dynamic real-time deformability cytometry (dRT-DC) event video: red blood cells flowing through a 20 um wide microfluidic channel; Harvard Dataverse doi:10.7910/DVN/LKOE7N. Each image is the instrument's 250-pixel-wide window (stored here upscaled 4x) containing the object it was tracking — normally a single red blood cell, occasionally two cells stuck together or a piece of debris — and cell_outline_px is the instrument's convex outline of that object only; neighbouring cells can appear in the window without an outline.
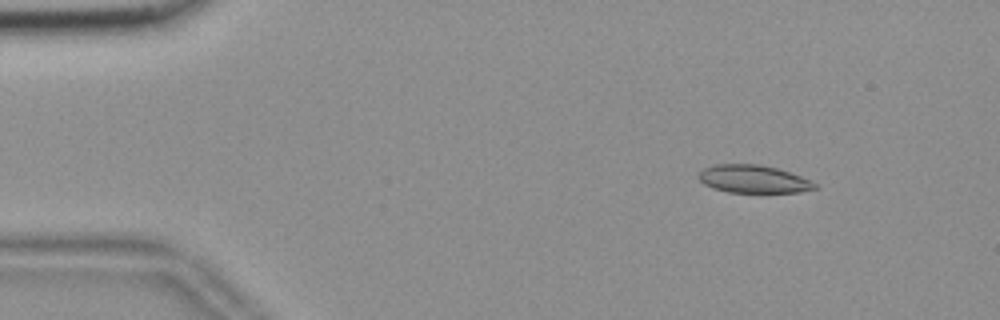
{"species": "common noctule bat (a hibernating species)", "species_latin": "Nyctalus noctula", "temperature_condition": "room temperature", "stored_images_in_passage": 55, "camera_frame_rate_fps": 3000, "um_per_image_px": 0.085, "animal": {"sex": "female", "body_mass_g": 18.4}, "frame": {"image": 1, "passage_image": 7, "time_ms": 2.0, "image_size_px": [1000, 320], "cell_outline_px": [[816, 188], [800, 192], [728, 192], [712, 188], [704, 184], [696, 176], [704, 168], [716, 164], [756, 164], [776, 168], [800, 176], [816, 184]], "centroid_in_image_um": [63.98, 15.22], "position_along_channel_um": 21.0, "area_um2": 18.61}}
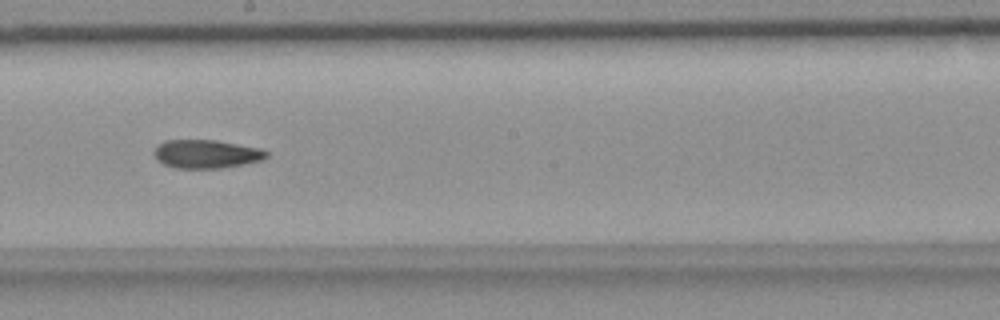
{"frame": {"image": 2, "passage_image": 31, "time_ms": 10.0, "image_size_px": [1000, 320], "cell_outline_px": [[268, 156], [264, 160], [244, 164], [220, 168], [176, 168], [164, 164], [156, 156], [156, 144], [164, 140], [216, 140], [260, 148], [268, 152]], "centroid_in_image_um": [17.58, 13.08], "position_along_channel_um": 230.6, "area_um2": 18.55}}
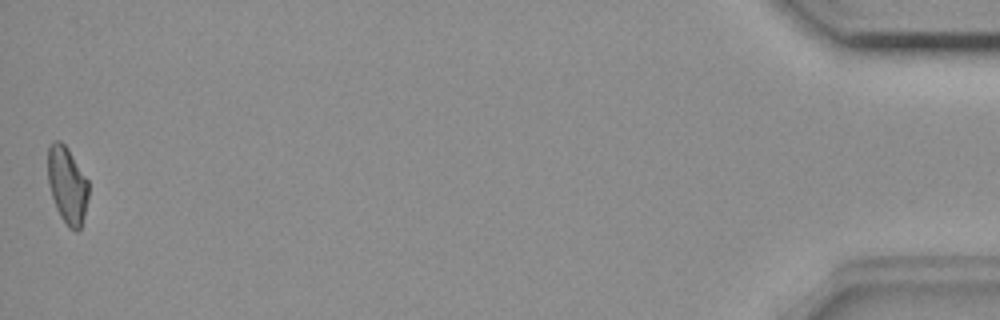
{"frame": {"image": 3, "passage_image": 55, "time_ms": 18.0, "image_size_px": [1000, 320], "cell_outline_px": [[88, 196], [84, 216], [80, 228], [76, 232], [68, 228], [60, 216], [56, 208], [48, 184], [48, 144], [52, 140], [60, 140], [68, 148], [88, 180]], "centroid_in_image_um": [5.7, 15.72], "position_along_channel_um": 429.5, "area_um2": 18.38}, "authors_computed_cell_mechanics": {"area_um2": 19.074, "velocity_mm_per_s": 3.6705, "shape_relaxation_time_tau1_ms": null, "shape_relaxation_time_tau2_ms": 5.0479, "deformation_change_tau1": null, "deformation_change_tau2": 0.1272}}